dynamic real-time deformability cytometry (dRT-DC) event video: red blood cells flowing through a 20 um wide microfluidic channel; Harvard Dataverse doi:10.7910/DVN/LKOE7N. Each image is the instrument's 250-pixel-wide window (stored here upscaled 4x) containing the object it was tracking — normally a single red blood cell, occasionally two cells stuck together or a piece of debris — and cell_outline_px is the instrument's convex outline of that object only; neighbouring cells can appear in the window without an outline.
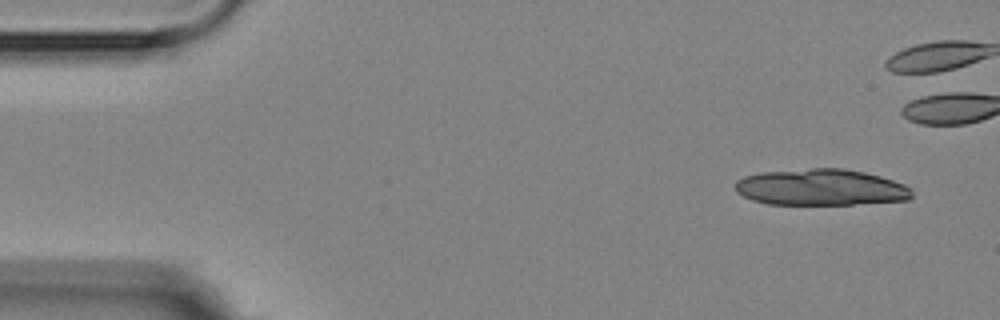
{"species": "Egyptian fruit bat (a non-hibernating species)", "species_latin": "Rousettus aegyptiacus", "temperature_condition": "room temperature", "stored_images_in_passage": 6, "camera_frame_rate_fps": 3000, "um_per_image_px": 0.085, "animal": {"sex": "female"}, "frame": {"image": 1, "passage_image": 1, "time_ms": 0.0, "image_size_px": [1000, 320], "cell_outline_px": [[912, 196], [908, 200], [852, 204], [768, 204], [752, 200], [736, 192], [736, 180], [744, 176], [760, 172], [812, 168], [844, 168], [864, 172], [880, 176], [904, 184], [912, 188]], "centroid_in_image_um": [69.77, 15.92], "position_along_channel_um": 15.2, "area_um2": 37.51}}